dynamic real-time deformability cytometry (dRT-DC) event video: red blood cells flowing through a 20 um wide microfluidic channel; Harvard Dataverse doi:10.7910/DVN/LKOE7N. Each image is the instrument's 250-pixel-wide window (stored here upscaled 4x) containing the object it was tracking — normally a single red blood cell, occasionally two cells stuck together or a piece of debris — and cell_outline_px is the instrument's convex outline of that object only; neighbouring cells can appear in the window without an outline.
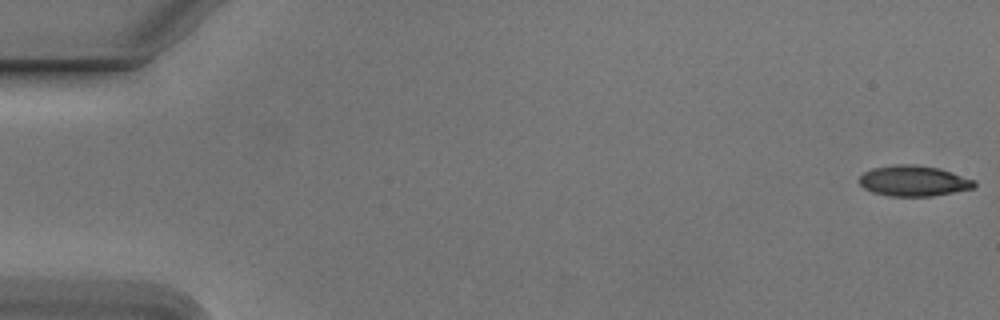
{"species": "Egyptian fruit bat (a non-hibernating species)", "species_latin": "Rousettus aegyptiacus", "temperature_condition": "cold", "stored_images_in_passage": 53, "camera_frame_rate_fps": 3000, "um_per_image_px": 0.085, "animal": {"sex": "male"}, "frame": {"image": 1, "passage_image": 1, "time_ms": 0.0, "image_size_px": [1000, 320], "cell_outline_px": [[976, 188], [932, 196], [892, 196], [872, 192], [864, 188], [860, 184], [860, 176], [864, 172], [872, 168], [896, 164], [916, 164], [940, 168], [976, 180]], "centroid_in_image_um": [77.7, 15.37], "position_along_channel_um": 7.3, "area_um2": 20.69}}
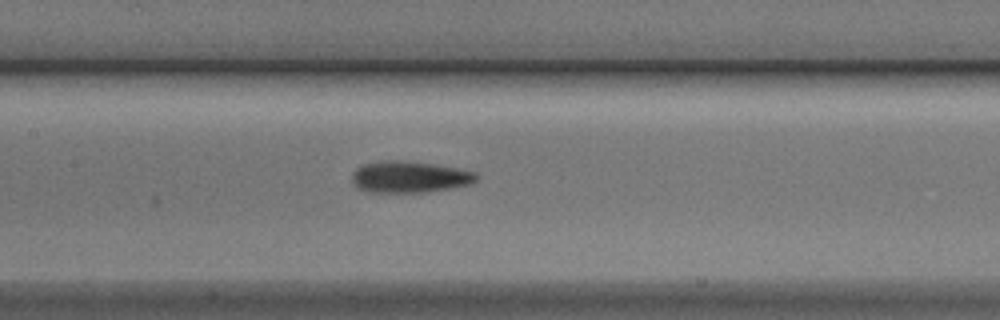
{"frame": {"image": 2, "passage_image": 26, "time_ms": 8.333, "image_size_px": [1000, 320], "cell_outline_px": [[480, 176], [472, 184], [452, 188], [424, 192], [368, 192], [356, 188], [352, 180], [352, 172], [360, 164], [380, 160], [404, 160], [432, 164], [456, 168], [476, 172]], "centroid_in_image_um": [34.78, 15.03], "position_along_channel_um": 172.6, "area_um2": 23.18}}
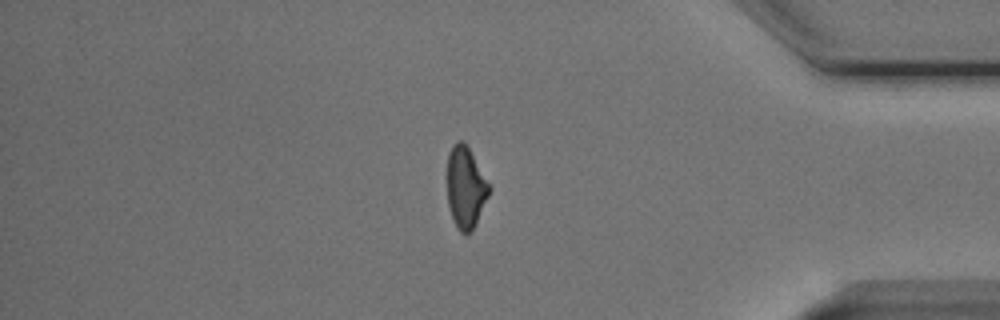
{"frame": {"image": 3, "passage_image": 46, "time_ms": 15.0, "image_size_px": [1000, 320], "cell_outline_px": [[492, 188], [472, 232], [464, 236], [456, 228], [448, 204], [448, 152], [452, 144], [456, 140], [460, 140], [468, 148]], "centroid_in_image_um": [39.58, 15.97], "position_along_channel_um": 395.6, "area_um2": 19.88}}